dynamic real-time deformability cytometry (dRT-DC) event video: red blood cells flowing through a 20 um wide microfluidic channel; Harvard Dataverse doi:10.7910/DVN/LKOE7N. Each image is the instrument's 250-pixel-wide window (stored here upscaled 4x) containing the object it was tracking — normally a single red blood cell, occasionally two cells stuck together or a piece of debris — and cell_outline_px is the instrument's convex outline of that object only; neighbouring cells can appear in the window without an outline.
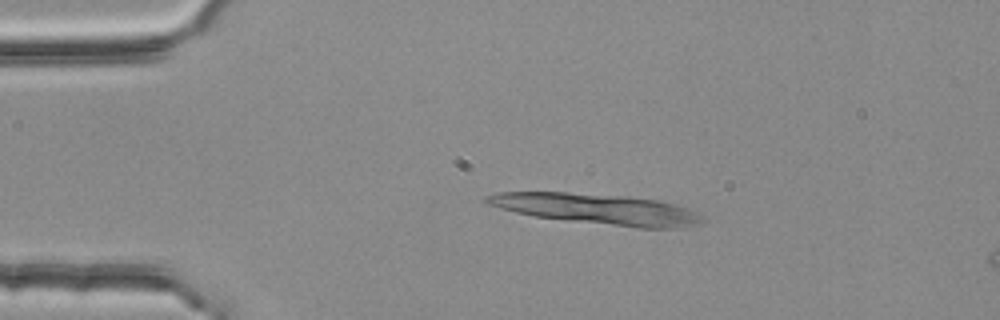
{"species": "common noctule bat (a hibernating species)", "species_latin": "Nyctalus noctula", "temperature_condition": "room temperature", "stored_images_in_passage": 3, "camera_frame_rate_fps": 3000, "um_per_image_px": 0.085, "animal": {"sex": "female", "body_mass_g": 25.1}, "frame": {"image": 1, "passage_image": 2, "time_ms": 0.333, "image_size_px": [1000, 320], "cell_outline_px": [[708, 220], [684, 228], [636, 228], [536, 216], [516, 212], [488, 204], [484, 200], [484, 196], [496, 192], [568, 192], [620, 196], [656, 200], [672, 204], [684, 208], [704, 216]], "centroid_in_image_um": [50.77, 17.77], "position_along_channel_um": 34.2, "area_um2": 37.92}}